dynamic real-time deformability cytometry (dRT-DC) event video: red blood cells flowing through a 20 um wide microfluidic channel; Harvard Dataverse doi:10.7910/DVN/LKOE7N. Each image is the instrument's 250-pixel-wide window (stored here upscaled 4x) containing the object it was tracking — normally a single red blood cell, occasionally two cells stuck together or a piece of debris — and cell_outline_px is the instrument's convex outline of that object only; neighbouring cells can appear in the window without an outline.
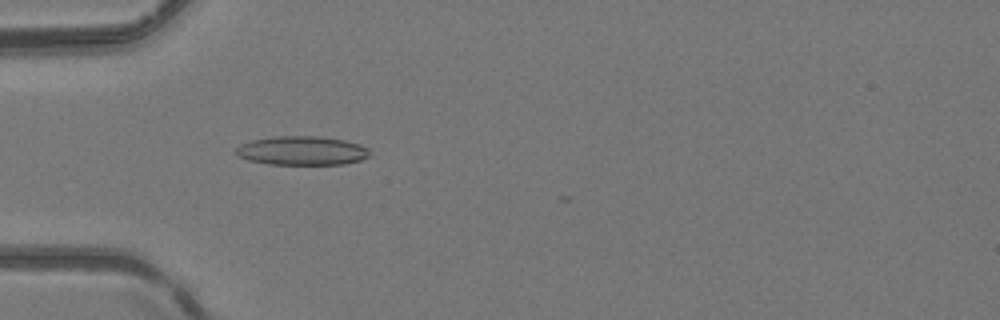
{"species": "common noctule bat (a hibernating species)", "species_latin": "Nyctalus noctula", "temperature_condition": "room temperature", "stored_images_in_passage": 21, "camera_frame_rate_fps": 3000, "um_per_image_px": 0.085, "animal": {"sex": "female", "body_mass_g": 24.6, "forearm_length_mm": 56.2}, "frame": {"image": 1, "passage_image": 17, "time_ms": 5.333, "image_size_px": [1000, 320], "cell_outline_px": [[372, 156], [360, 160], [344, 164], [268, 164], [248, 160], [236, 156], [236, 148], [240, 144], [252, 140], [272, 136], [320, 136], [344, 140], [360, 144], [368, 148]], "centroid_in_image_um": [25.67, 12.8], "position_along_channel_um": 59.3, "area_um2": 22.77}}
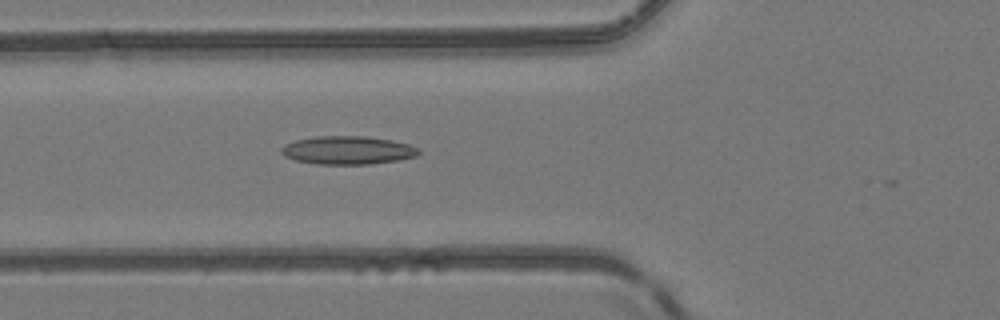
{"frame": {"image": 2, "passage_image": 20, "time_ms": 6.333, "image_size_px": [1000, 320], "cell_outline_px": [[420, 152], [416, 156], [400, 160], [368, 164], [316, 164], [296, 160], [284, 156], [280, 152], [280, 148], [284, 144], [296, 140], [316, 136], [364, 136], [392, 140], [408, 144], [420, 148]], "centroid_in_image_um": [29.55, 12.77], "position_along_channel_um": 96.2, "area_um2": 22.72}}